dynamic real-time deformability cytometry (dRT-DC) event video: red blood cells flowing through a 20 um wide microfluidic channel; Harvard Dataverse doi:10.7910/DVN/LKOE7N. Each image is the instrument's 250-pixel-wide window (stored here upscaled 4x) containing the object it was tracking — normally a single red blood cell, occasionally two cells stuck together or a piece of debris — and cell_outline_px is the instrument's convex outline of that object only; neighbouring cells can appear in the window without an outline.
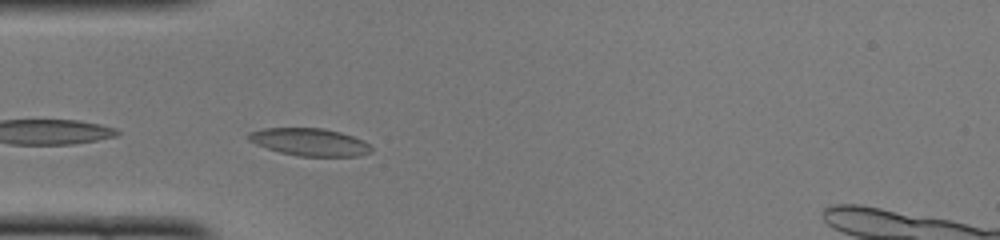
{"species": "common noctule bat (a hibernating species)", "species_latin": "Nyctalus noctula", "temperature_condition": "cold", "stored_images_in_passage": 36, "camera_frame_rate_fps": 3000, "um_per_image_px": 0.085, "animal": {"sex": "female", "body_mass_g": 22.0, "forearm_length_mm": 56.7}, "frame": {"image": 1, "passage_image": 1, "time_ms": 0.0, "image_size_px": [1000, 240], "cell_outline_px": [[372, 152], [360, 156], [296, 156], [280, 152], [256, 144], [248, 140], [244, 136], [248, 132], [264, 128], [324, 128], [340, 132], [364, 140], [372, 148]], "centroid_in_image_um": [26.3, 12.07], "position_along_channel_um": 58.7, "area_um2": 19.83}}
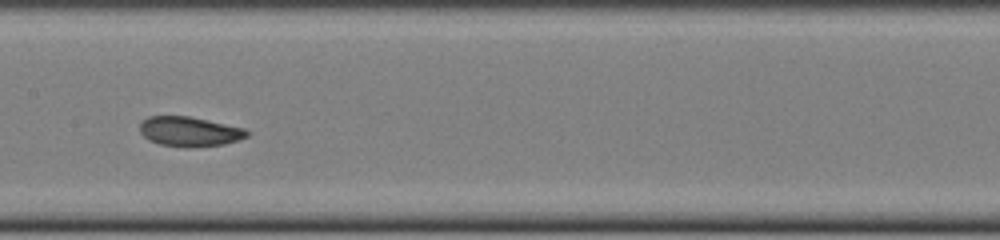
{"frame": {"image": 2, "passage_image": 11, "time_ms": 3.333, "image_size_px": [1000, 240], "cell_outline_px": [[248, 136], [224, 144], [188, 148], [184, 148], [160, 144], [148, 140], [140, 132], [140, 124], [148, 116], [188, 116], [244, 128], [248, 132]], "centroid_in_image_um": [16.07, 11.19], "position_along_channel_um": 191.3, "area_um2": 18.44}}
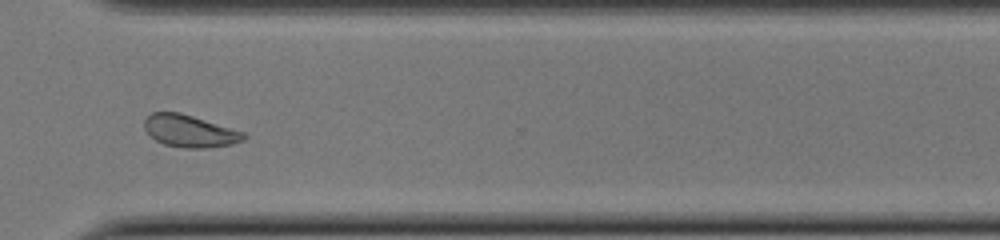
{"frame": {"image": 3, "passage_image": 23, "time_ms": 7.333, "image_size_px": [1000, 240], "cell_outline_px": [[248, 136], [244, 140], [232, 144], [208, 148], [184, 148], [164, 144], [156, 140], [144, 128], [144, 120], [152, 112], [180, 112], [244, 132]], "centroid_in_image_um": [16.14, 11.14], "position_along_channel_um": 354.5, "area_um2": 18.55}}